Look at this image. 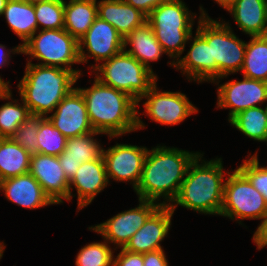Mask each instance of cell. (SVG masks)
Wrapping results in <instances>:
<instances>
[{"mask_svg":"<svg viewBox=\"0 0 267 266\" xmlns=\"http://www.w3.org/2000/svg\"><path fill=\"white\" fill-rule=\"evenodd\" d=\"M199 153L164 145L149 149L139 184L134 190L138 198L170 206L178 195L190 163Z\"/></svg>","mask_w":267,"mask_h":266,"instance_id":"6da1fadb","label":"cell"},{"mask_svg":"<svg viewBox=\"0 0 267 266\" xmlns=\"http://www.w3.org/2000/svg\"><path fill=\"white\" fill-rule=\"evenodd\" d=\"M83 95L89 122L110 139L145 128L137 102L127 93L102 84L97 78L89 88H77Z\"/></svg>","mask_w":267,"mask_h":266,"instance_id":"7a4b0ae2","label":"cell"},{"mask_svg":"<svg viewBox=\"0 0 267 266\" xmlns=\"http://www.w3.org/2000/svg\"><path fill=\"white\" fill-rule=\"evenodd\" d=\"M199 153L190 163L177 197L170 204L174 212L177 206L200 214L219 215L221 212L225 175L222 158L202 160Z\"/></svg>","mask_w":267,"mask_h":266,"instance_id":"3957f363","label":"cell"},{"mask_svg":"<svg viewBox=\"0 0 267 266\" xmlns=\"http://www.w3.org/2000/svg\"><path fill=\"white\" fill-rule=\"evenodd\" d=\"M79 78L69 69L27 63L17 88L31 114L48 117Z\"/></svg>","mask_w":267,"mask_h":266,"instance_id":"277c9868","label":"cell"},{"mask_svg":"<svg viewBox=\"0 0 267 266\" xmlns=\"http://www.w3.org/2000/svg\"><path fill=\"white\" fill-rule=\"evenodd\" d=\"M196 13H191L182 0H166L153 9L147 16L157 41L164 52L172 59L167 62L174 67V63L183 54L186 42L193 34Z\"/></svg>","mask_w":267,"mask_h":266,"instance_id":"5b68a950","label":"cell"},{"mask_svg":"<svg viewBox=\"0 0 267 266\" xmlns=\"http://www.w3.org/2000/svg\"><path fill=\"white\" fill-rule=\"evenodd\" d=\"M199 9L196 31L211 45V62L217 65V79L212 83H220L223 78L241 71L246 42L234 34L229 22L214 20L202 6Z\"/></svg>","mask_w":267,"mask_h":266,"instance_id":"8992f818","label":"cell"},{"mask_svg":"<svg viewBox=\"0 0 267 266\" xmlns=\"http://www.w3.org/2000/svg\"><path fill=\"white\" fill-rule=\"evenodd\" d=\"M21 54L30 56L28 63L35 58L38 65L69 69L78 77L83 75L81 70L72 68L74 64H81L78 40L65 29L36 31L21 45Z\"/></svg>","mask_w":267,"mask_h":266,"instance_id":"52a82bcc","label":"cell"},{"mask_svg":"<svg viewBox=\"0 0 267 266\" xmlns=\"http://www.w3.org/2000/svg\"><path fill=\"white\" fill-rule=\"evenodd\" d=\"M92 72L102 84L127 93L136 102L157 82V75L122 50Z\"/></svg>","mask_w":267,"mask_h":266,"instance_id":"ba28073f","label":"cell"},{"mask_svg":"<svg viewBox=\"0 0 267 266\" xmlns=\"http://www.w3.org/2000/svg\"><path fill=\"white\" fill-rule=\"evenodd\" d=\"M232 172L225 180L220 216L236 220L241 225L244 219H262L259 228L267 215L265 198L238 168Z\"/></svg>","mask_w":267,"mask_h":266,"instance_id":"9c48e42d","label":"cell"},{"mask_svg":"<svg viewBox=\"0 0 267 266\" xmlns=\"http://www.w3.org/2000/svg\"><path fill=\"white\" fill-rule=\"evenodd\" d=\"M143 98L146 100L143 102L146 117L148 116L150 120L161 125H178L187 117L198 112V109L184 93L159 91L157 82L140 97L137 106Z\"/></svg>","mask_w":267,"mask_h":266,"instance_id":"30bf717a","label":"cell"},{"mask_svg":"<svg viewBox=\"0 0 267 266\" xmlns=\"http://www.w3.org/2000/svg\"><path fill=\"white\" fill-rule=\"evenodd\" d=\"M139 205L135 208L122 211L107 219V221L90 226L92 230L102 236L109 244L116 248H124L130 238L145 224L147 219L161 206L160 204L138 199Z\"/></svg>","mask_w":267,"mask_h":266,"instance_id":"8fae6325","label":"cell"},{"mask_svg":"<svg viewBox=\"0 0 267 266\" xmlns=\"http://www.w3.org/2000/svg\"><path fill=\"white\" fill-rule=\"evenodd\" d=\"M80 62L87 63L94 58L96 64L90 67L92 71L99 62L109 60L124 50V38L108 22L97 17L89 30L78 40ZM86 48V50H85ZM87 51V53H86Z\"/></svg>","mask_w":267,"mask_h":266,"instance_id":"7c38bea8","label":"cell"},{"mask_svg":"<svg viewBox=\"0 0 267 266\" xmlns=\"http://www.w3.org/2000/svg\"><path fill=\"white\" fill-rule=\"evenodd\" d=\"M217 108H229L228 122L246 109L264 105L267 101V82L243 77L223 84L216 83Z\"/></svg>","mask_w":267,"mask_h":266,"instance_id":"4fadbf2b","label":"cell"},{"mask_svg":"<svg viewBox=\"0 0 267 266\" xmlns=\"http://www.w3.org/2000/svg\"><path fill=\"white\" fill-rule=\"evenodd\" d=\"M148 148L116 143L102 150L108 181L129 182L135 190L139 184Z\"/></svg>","mask_w":267,"mask_h":266,"instance_id":"5bb4252c","label":"cell"},{"mask_svg":"<svg viewBox=\"0 0 267 266\" xmlns=\"http://www.w3.org/2000/svg\"><path fill=\"white\" fill-rule=\"evenodd\" d=\"M48 118L67 139L94 131L89 122L85 99L77 87L57 104Z\"/></svg>","mask_w":267,"mask_h":266,"instance_id":"9a60e30c","label":"cell"},{"mask_svg":"<svg viewBox=\"0 0 267 266\" xmlns=\"http://www.w3.org/2000/svg\"><path fill=\"white\" fill-rule=\"evenodd\" d=\"M29 173L38 181L54 204L69 202V180L58 156L31 154Z\"/></svg>","mask_w":267,"mask_h":266,"instance_id":"2e32d148","label":"cell"},{"mask_svg":"<svg viewBox=\"0 0 267 266\" xmlns=\"http://www.w3.org/2000/svg\"><path fill=\"white\" fill-rule=\"evenodd\" d=\"M103 156L82 163L75 175L69 181V202L72 200V190L77 191V212L87 207L103 189L109 185ZM74 186V187H73Z\"/></svg>","mask_w":267,"mask_h":266,"instance_id":"e0dca14e","label":"cell"},{"mask_svg":"<svg viewBox=\"0 0 267 266\" xmlns=\"http://www.w3.org/2000/svg\"><path fill=\"white\" fill-rule=\"evenodd\" d=\"M189 39L192 44L190 50L174 63L176 70H182L188 81L200 83L213 82L217 79V65L211 62V45L196 31Z\"/></svg>","mask_w":267,"mask_h":266,"instance_id":"ac0fdd59","label":"cell"},{"mask_svg":"<svg viewBox=\"0 0 267 266\" xmlns=\"http://www.w3.org/2000/svg\"><path fill=\"white\" fill-rule=\"evenodd\" d=\"M174 212L169 206H160L124 247L133 253H148L163 249L161 242L171 228Z\"/></svg>","mask_w":267,"mask_h":266,"instance_id":"d6986e66","label":"cell"},{"mask_svg":"<svg viewBox=\"0 0 267 266\" xmlns=\"http://www.w3.org/2000/svg\"><path fill=\"white\" fill-rule=\"evenodd\" d=\"M0 191L7 200L27 209L54 204L30 173L0 181Z\"/></svg>","mask_w":267,"mask_h":266,"instance_id":"ffe728a7","label":"cell"},{"mask_svg":"<svg viewBox=\"0 0 267 266\" xmlns=\"http://www.w3.org/2000/svg\"><path fill=\"white\" fill-rule=\"evenodd\" d=\"M98 134L102 135V133L93 131L66 140L65 150L58 156V160L69 181L82 163L95 160L102 155L103 148L101 144L94 139L95 135Z\"/></svg>","mask_w":267,"mask_h":266,"instance_id":"44dd1931","label":"cell"},{"mask_svg":"<svg viewBox=\"0 0 267 266\" xmlns=\"http://www.w3.org/2000/svg\"><path fill=\"white\" fill-rule=\"evenodd\" d=\"M97 16L110 23L123 38L147 21L144 13L124 0L98 1Z\"/></svg>","mask_w":267,"mask_h":266,"instance_id":"7402d4cb","label":"cell"},{"mask_svg":"<svg viewBox=\"0 0 267 266\" xmlns=\"http://www.w3.org/2000/svg\"><path fill=\"white\" fill-rule=\"evenodd\" d=\"M228 12L245 35H267L266 0H236Z\"/></svg>","mask_w":267,"mask_h":266,"instance_id":"603a6c76","label":"cell"},{"mask_svg":"<svg viewBox=\"0 0 267 266\" xmlns=\"http://www.w3.org/2000/svg\"><path fill=\"white\" fill-rule=\"evenodd\" d=\"M128 45L131 49L127 50ZM124 50L150 70V62L159 61L166 54L147 21L124 38Z\"/></svg>","mask_w":267,"mask_h":266,"instance_id":"cb8c5ba5","label":"cell"},{"mask_svg":"<svg viewBox=\"0 0 267 266\" xmlns=\"http://www.w3.org/2000/svg\"><path fill=\"white\" fill-rule=\"evenodd\" d=\"M97 17V0H64V29L77 40Z\"/></svg>","mask_w":267,"mask_h":266,"instance_id":"d4e9b609","label":"cell"},{"mask_svg":"<svg viewBox=\"0 0 267 266\" xmlns=\"http://www.w3.org/2000/svg\"><path fill=\"white\" fill-rule=\"evenodd\" d=\"M2 16H5L10 29L23 41L20 45L38 30L34 5L23 0H8Z\"/></svg>","mask_w":267,"mask_h":266,"instance_id":"484cf974","label":"cell"},{"mask_svg":"<svg viewBox=\"0 0 267 266\" xmlns=\"http://www.w3.org/2000/svg\"><path fill=\"white\" fill-rule=\"evenodd\" d=\"M31 154L11 138L0 143V181L29 173Z\"/></svg>","mask_w":267,"mask_h":266,"instance_id":"4316f807","label":"cell"},{"mask_svg":"<svg viewBox=\"0 0 267 266\" xmlns=\"http://www.w3.org/2000/svg\"><path fill=\"white\" fill-rule=\"evenodd\" d=\"M250 38L241 69L243 77L267 82V35Z\"/></svg>","mask_w":267,"mask_h":266,"instance_id":"83f0119b","label":"cell"},{"mask_svg":"<svg viewBox=\"0 0 267 266\" xmlns=\"http://www.w3.org/2000/svg\"><path fill=\"white\" fill-rule=\"evenodd\" d=\"M12 96L10 86L5 87L0 92V99L8 101L0 106V135L3 138H10L31 114L22 98L20 103L18 100H14Z\"/></svg>","mask_w":267,"mask_h":266,"instance_id":"f1b7e54d","label":"cell"},{"mask_svg":"<svg viewBox=\"0 0 267 266\" xmlns=\"http://www.w3.org/2000/svg\"><path fill=\"white\" fill-rule=\"evenodd\" d=\"M229 123L254 141L265 142L267 138V116L262 106L249 108L236 114Z\"/></svg>","mask_w":267,"mask_h":266,"instance_id":"f546056e","label":"cell"},{"mask_svg":"<svg viewBox=\"0 0 267 266\" xmlns=\"http://www.w3.org/2000/svg\"><path fill=\"white\" fill-rule=\"evenodd\" d=\"M67 138L54 127L48 117L40 122L37 134V153L59 156L63 153Z\"/></svg>","mask_w":267,"mask_h":266,"instance_id":"4dcf8cb0","label":"cell"},{"mask_svg":"<svg viewBox=\"0 0 267 266\" xmlns=\"http://www.w3.org/2000/svg\"><path fill=\"white\" fill-rule=\"evenodd\" d=\"M114 251L110 244L104 242H92L86 244L77 253L76 266H113Z\"/></svg>","mask_w":267,"mask_h":266,"instance_id":"1f68e13d","label":"cell"},{"mask_svg":"<svg viewBox=\"0 0 267 266\" xmlns=\"http://www.w3.org/2000/svg\"><path fill=\"white\" fill-rule=\"evenodd\" d=\"M34 9L38 30L64 29V0L37 3Z\"/></svg>","mask_w":267,"mask_h":266,"instance_id":"d6a6232c","label":"cell"},{"mask_svg":"<svg viewBox=\"0 0 267 266\" xmlns=\"http://www.w3.org/2000/svg\"><path fill=\"white\" fill-rule=\"evenodd\" d=\"M43 118L42 115L30 114L10 138L30 154L37 153V134Z\"/></svg>","mask_w":267,"mask_h":266,"instance_id":"836d02e7","label":"cell"},{"mask_svg":"<svg viewBox=\"0 0 267 266\" xmlns=\"http://www.w3.org/2000/svg\"><path fill=\"white\" fill-rule=\"evenodd\" d=\"M249 154L237 168L248 178L255 189L263 195L267 203V167L260 166L258 155ZM250 157V158H249Z\"/></svg>","mask_w":267,"mask_h":266,"instance_id":"e575fe53","label":"cell"},{"mask_svg":"<svg viewBox=\"0 0 267 266\" xmlns=\"http://www.w3.org/2000/svg\"><path fill=\"white\" fill-rule=\"evenodd\" d=\"M121 251L113 257V266H143V254L133 253L120 248Z\"/></svg>","mask_w":267,"mask_h":266,"instance_id":"d590c367","label":"cell"},{"mask_svg":"<svg viewBox=\"0 0 267 266\" xmlns=\"http://www.w3.org/2000/svg\"><path fill=\"white\" fill-rule=\"evenodd\" d=\"M143 266H169L164 249L143 253Z\"/></svg>","mask_w":267,"mask_h":266,"instance_id":"8d00e7d4","label":"cell"},{"mask_svg":"<svg viewBox=\"0 0 267 266\" xmlns=\"http://www.w3.org/2000/svg\"><path fill=\"white\" fill-rule=\"evenodd\" d=\"M134 8L140 10L146 16H148L153 9L158 7L161 3L166 0H124Z\"/></svg>","mask_w":267,"mask_h":266,"instance_id":"74e56055","label":"cell"},{"mask_svg":"<svg viewBox=\"0 0 267 266\" xmlns=\"http://www.w3.org/2000/svg\"><path fill=\"white\" fill-rule=\"evenodd\" d=\"M12 54H20L21 53V45H17L16 47L12 48V49H7L6 50V46L0 44V67H4L5 65H9V61ZM9 58V59H8ZM0 81L6 86L9 87V83L10 81H4L2 79V77L0 76Z\"/></svg>","mask_w":267,"mask_h":266,"instance_id":"f35d334b","label":"cell"},{"mask_svg":"<svg viewBox=\"0 0 267 266\" xmlns=\"http://www.w3.org/2000/svg\"><path fill=\"white\" fill-rule=\"evenodd\" d=\"M253 241H267V215L262 225L257 228L252 236Z\"/></svg>","mask_w":267,"mask_h":266,"instance_id":"ab89813d","label":"cell"},{"mask_svg":"<svg viewBox=\"0 0 267 266\" xmlns=\"http://www.w3.org/2000/svg\"><path fill=\"white\" fill-rule=\"evenodd\" d=\"M216 3L219 4L223 9L229 10L235 3L236 0H214Z\"/></svg>","mask_w":267,"mask_h":266,"instance_id":"60d3db41","label":"cell"},{"mask_svg":"<svg viewBox=\"0 0 267 266\" xmlns=\"http://www.w3.org/2000/svg\"><path fill=\"white\" fill-rule=\"evenodd\" d=\"M257 245V249L260 250L267 246V241H253Z\"/></svg>","mask_w":267,"mask_h":266,"instance_id":"b9f144b4","label":"cell"},{"mask_svg":"<svg viewBox=\"0 0 267 266\" xmlns=\"http://www.w3.org/2000/svg\"><path fill=\"white\" fill-rule=\"evenodd\" d=\"M7 1L8 0H0V17L3 14V11H4L5 7H6Z\"/></svg>","mask_w":267,"mask_h":266,"instance_id":"7bdbcfd3","label":"cell"},{"mask_svg":"<svg viewBox=\"0 0 267 266\" xmlns=\"http://www.w3.org/2000/svg\"><path fill=\"white\" fill-rule=\"evenodd\" d=\"M23 1L26 2V3L34 5V4L45 2V1H49V0H23Z\"/></svg>","mask_w":267,"mask_h":266,"instance_id":"ee69618b","label":"cell"},{"mask_svg":"<svg viewBox=\"0 0 267 266\" xmlns=\"http://www.w3.org/2000/svg\"><path fill=\"white\" fill-rule=\"evenodd\" d=\"M4 250H5V244L4 242H0V259L3 257Z\"/></svg>","mask_w":267,"mask_h":266,"instance_id":"f6af8a7d","label":"cell"},{"mask_svg":"<svg viewBox=\"0 0 267 266\" xmlns=\"http://www.w3.org/2000/svg\"><path fill=\"white\" fill-rule=\"evenodd\" d=\"M6 86L0 81V92L5 88Z\"/></svg>","mask_w":267,"mask_h":266,"instance_id":"bcb514c9","label":"cell"},{"mask_svg":"<svg viewBox=\"0 0 267 266\" xmlns=\"http://www.w3.org/2000/svg\"><path fill=\"white\" fill-rule=\"evenodd\" d=\"M267 102V101H266ZM265 112H266V116H267V104L266 106H264Z\"/></svg>","mask_w":267,"mask_h":266,"instance_id":"7dc6e473","label":"cell"},{"mask_svg":"<svg viewBox=\"0 0 267 266\" xmlns=\"http://www.w3.org/2000/svg\"><path fill=\"white\" fill-rule=\"evenodd\" d=\"M3 139H4V138L0 135V143L2 142Z\"/></svg>","mask_w":267,"mask_h":266,"instance_id":"c3c4849f","label":"cell"}]
</instances>
